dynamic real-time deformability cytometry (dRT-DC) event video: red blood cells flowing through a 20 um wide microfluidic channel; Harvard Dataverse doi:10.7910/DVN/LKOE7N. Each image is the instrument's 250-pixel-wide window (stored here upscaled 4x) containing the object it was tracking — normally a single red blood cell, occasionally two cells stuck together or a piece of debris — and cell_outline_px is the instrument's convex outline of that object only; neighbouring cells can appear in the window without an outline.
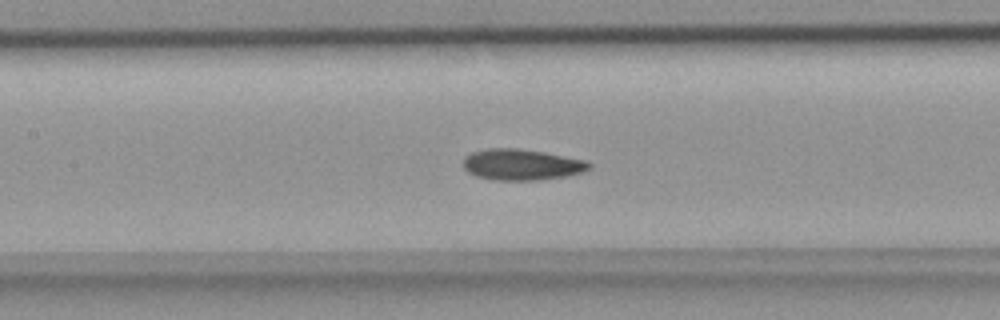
{"species": "common noctule bat (a hibernating species)", "species_latin": "Nyctalus noctula", "temperature_condition": "room temperature", "stored_images_in_passage": 49, "camera_frame_rate_fps": 3000, "um_per_image_px": 0.085, "animal": {"sex": "female", "body_mass_g": 18.4}, "frame": {"image": 1, "passage_image": 22, "time_ms": 7.0, "image_size_px": [1000, 320], "cell_outline_px": [[592, 168], [584, 172], [568, 176], [540, 180], [496, 180], [476, 176], [468, 172], [464, 168], [464, 156], [472, 152], [488, 148], [520, 148], [544, 152], [584, 160], [592, 164]], "centroid_in_image_um": [44.36, 13.99], "position_along_channel_um": 163.0, "area_um2": 22.95}}
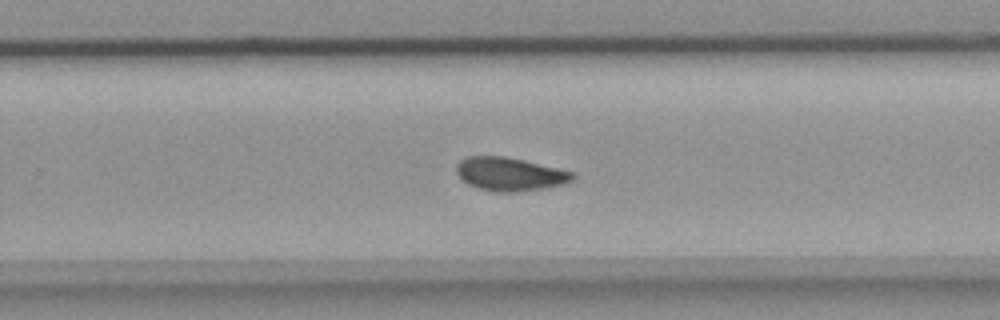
{"frame": {"image": 2, "passage_image": 31, "time_ms": 10.0, "image_size_px": [1000, 320], "cell_outline_px": [[576, 176], [572, 180], [560, 184], [540, 188], [512, 192], [496, 192], [480, 188], [468, 184], [456, 172], [456, 164], [460, 160], [468, 156], [504, 156], [524, 160], [572, 172]], "centroid_in_image_um": [43.29, 14.78], "position_along_channel_um": 286.5, "area_um2": 22.14}}
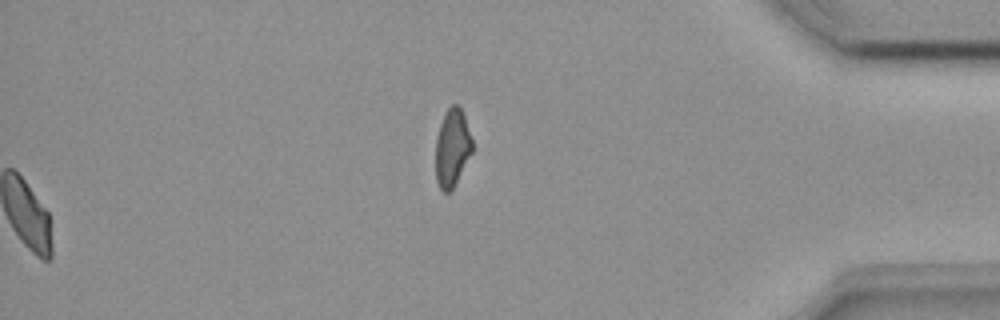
{"frame": {"image": 3, "passage_image": 49, "time_ms": 16.0, "image_size_px": [1000, 320], "cell_outline_px": [[472, 152], [452, 188], [448, 192], [444, 192], [440, 188], [436, 180], [436, 136], [440, 124], [448, 108], [452, 104], [460, 104], [464, 112], [472, 140]], "centroid_in_image_um": [38.44, 12.5], "position_along_channel_um": 396.8, "area_um2": 16.47}}